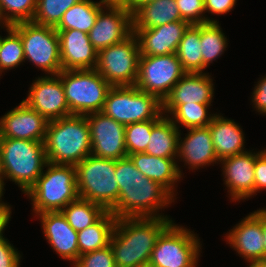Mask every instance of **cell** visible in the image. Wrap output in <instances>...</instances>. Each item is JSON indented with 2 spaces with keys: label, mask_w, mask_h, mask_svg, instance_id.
<instances>
[{
  "label": "cell",
  "mask_w": 266,
  "mask_h": 267,
  "mask_svg": "<svg viewBox=\"0 0 266 267\" xmlns=\"http://www.w3.org/2000/svg\"><path fill=\"white\" fill-rule=\"evenodd\" d=\"M132 33V12L123 7H104L88 33L97 51L126 39Z\"/></svg>",
  "instance_id": "e0dca14e"
},
{
  "label": "cell",
  "mask_w": 266,
  "mask_h": 267,
  "mask_svg": "<svg viewBox=\"0 0 266 267\" xmlns=\"http://www.w3.org/2000/svg\"><path fill=\"white\" fill-rule=\"evenodd\" d=\"M0 29H5L6 28V24L5 23H3L2 21H1V19H0Z\"/></svg>",
  "instance_id": "816d5d0a"
},
{
  "label": "cell",
  "mask_w": 266,
  "mask_h": 267,
  "mask_svg": "<svg viewBox=\"0 0 266 267\" xmlns=\"http://www.w3.org/2000/svg\"><path fill=\"white\" fill-rule=\"evenodd\" d=\"M262 151L247 150L219 161L225 179L223 181L232 202H239L254 196V167L256 157Z\"/></svg>",
  "instance_id": "9a60e30c"
},
{
  "label": "cell",
  "mask_w": 266,
  "mask_h": 267,
  "mask_svg": "<svg viewBox=\"0 0 266 267\" xmlns=\"http://www.w3.org/2000/svg\"><path fill=\"white\" fill-rule=\"evenodd\" d=\"M75 167L78 196L110 211L119 196L116 160L88 155Z\"/></svg>",
  "instance_id": "8992f818"
},
{
  "label": "cell",
  "mask_w": 266,
  "mask_h": 267,
  "mask_svg": "<svg viewBox=\"0 0 266 267\" xmlns=\"http://www.w3.org/2000/svg\"><path fill=\"white\" fill-rule=\"evenodd\" d=\"M218 160L246 151L242 127L234 120L216 114L208 125Z\"/></svg>",
  "instance_id": "d4e9b609"
},
{
  "label": "cell",
  "mask_w": 266,
  "mask_h": 267,
  "mask_svg": "<svg viewBox=\"0 0 266 267\" xmlns=\"http://www.w3.org/2000/svg\"><path fill=\"white\" fill-rule=\"evenodd\" d=\"M219 23L200 24V43L203 58V73L210 63L221 57L228 43Z\"/></svg>",
  "instance_id": "1f68e13d"
},
{
  "label": "cell",
  "mask_w": 266,
  "mask_h": 267,
  "mask_svg": "<svg viewBox=\"0 0 266 267\" xmlns=\"http://www.w3.org/2000/svg\"><path fill=\"white\" fill-rule=\"evenodd\" d=\"M46 170L25 195L29 197L34 214L61 211L76 200V167L47 162Z\"/></svg>",
  "instance_id": "5b68a950"
},
{
  "label": "cell",
  "mask_w": 266,
  "mask_h": 267,
  "mask_svg": "<svg viewBox=\"0 0 266 267\" xmlns=\"http://www.w3.org/2000/svg\"><path fill=\"white\" fill-rule=\"evenodd\" d=\"M80 0H37L33 23L55 27L64 13Z\"/></svg>",
  "instance_id": "e575fe53"
},
{
  "label": "cell",
  "mask_w": 266,
  "mask_h": 267,
  "mask_svg": "<svg viewBox=\"0 0 266 267\" xmlns=\"http://www.w3.org/2000/svg\"><path fill=\"white\" fill-rule=\"evenodd\" d=\"M254 176V195L256 196L257 192L266 190V149L256 157Z\"/></svg>",
  "instance_id": "60d3db41"
},
{
  "label": "cell",
  "mask_w": 266,
  "mask_h": 267,
  "mask_svg": "<svg viewBox=\"0 0 266 267\" xmlns=\"http://www.w3.org/2000/svg\"><path fill=\"white\" fill-rule=\"evenodd\" d=\"M183 20L175 0H154L132 12V29H148Z\"/></svg>",
  "instance_id": "484cf974"
},
{
  "label": "cell",
  "mask_w": 266,
  "mask_h": 267,
  "mask_svg": "<svg viewBox=\"0 0 266 267\" xmlns=\"http://www.w3.org/2000/svg\"><path fill=\"white\" fill-rule=\"evenodd\" d=\"M101 112L123 125L160 120L164 116L163 102L135 85L112 86Z\"/></svg>",
  "instance_id": "52a82bcc"
},
{
  "label": "cell",
  "mask_w": 266,
  "mask_h": 267,
  "mask_svg": "<svg viewBox=\"0 0 266 267\" xmlns=\"http://www.w3.org/2000/svg\"><path fill=\"white\" fill-rule=\"evenodd\" d=\"M175 2L180 11L181 18L190 25L219 23L218 20L205 15L204 0H175Z\"/></svg>",
  "instance_id": "74e56055"
},
{
  "label": "cell",
  "mask_w": 266,
  "mask_h": 267,
  "mask_svg": "<svg viewBox=\"0 0 266 267\" xmlns=\"http://www.w3.org/2000/svg\"><path fill=\"white\" fill-rule=\"evenodd\" d=\"M56 31L62 70L95 69L98 51L90 42L88 33L77 29Z\"/></svg>",
  "instance_id": "ffe728a7"
},
{
  "label": "cell",
  "mask_w": 266,
  "mask_h": 267,
  "mask_svg": "<svg viewBox=\"0 0 266 267\" xmlns=\"http://www.w3.org/2000/svg\"><path fill=\"white\" fill-rule=\"evenodd\" d=\"M73 267H116L112 248L106 247L79 256Z\"/></svg>",
  "instance_id": "f35d334b"
},
{
  "label": "cell",
  "mask_w": 266,
  "mask_h": 267,
  "mask_svg": "<svg viewBox=\"0 0 266 267\" xmlns=\"http://www.w3.org/2000/svg\"><path fill=\"white\" fill-rule=\"evenodd\" d=\"M178 136L177 162H184L188 169H200L205 166L219 164L209 127L191 128L184 138ZM179 159V160H178Z\"/></svg>",
  "instance_id": "603a6c76"
},
{
  "label": "cell",
  "mask_w": 266,
  "mask_h": 267,
  "mask_svg": "<svg viewBox=\"0 0 266 267\" xmlns=\"http://www.w3.org/2000/svg\"><path fill=\"white\" fill-rule=\"evenodd\" d=\"M116 220L110 211H106L95 223L78 231L79 256L109 245Z\"/></svg>",
  "instance_id": "83f0119b"
},
{
  "label": "cell",
  "mask_w": 266,
  "mask_h": 267,
  "mask_svg": "<svg viewBox=\"0 0 266 267\" xmlns=\"http://www.w3.org/2000/svg\"><path fill=\"white\" fill-rule=\"evenodd\" d=\"M0 187H2V170H1V164H0Z\"/></svg>",
  "instance_id": "f907efd6"
},
{
  "label": "cell",
  "mask_w": 266,
  "mask_h": 267,
  "mask_svg": "<svg viewBox=\"0 0 266 267\" xmlns=\"http://www.w3.org/2000/svg\"><path fill=\"white\" fill-rule=\"evenodd\" d=\"M37 0H0V19L13 25L33 20Z\"/></svg>",
  "instance_id": "d590c367"
},
{
  "label": "cell",
  "mask_w": 266,
  "mask_h": 267,
  "mask_svg": "<svg viewBox=\"0 0 266 267\" xmlns=\"http://www.w3.org/2000/svg\"><path fill=\"white\" fill-rule=\"evenodd\" d=\"M249 267H266V258L260 261H255L251 263Z\"/></svg>",
  "instance_id": "c3c4849f"
},
{
  "label": "cell",
  "mask_w": 266,
  "mask_h": 267,
  "mask_svg": "<svg viewBox=\"0 0 266 267\" xmlns=\"http://www.w3.org/2000/svg\"><path fill=\"white\" fill-rule=\"evenodd\" d=\"M128 156L144 176L159 183L174 198L176 197V183L183 178V172L176 158H160L146 153H134Z\"/></svg>",
  "instance_id": "cb8c5ba5"
},
{
  "label": "cell",
  "mask_w": 266,
  "mask_h": 267,
  "mask_svg": "<svg viewBox=\"0 0 266 267\" xmlns=\"http://www.w3.org/2000/svg\"><path fill=\"white\" fill-rule=\"evenodd\" d=\"M154 0H131V4L129 5V10L133 12L137 7L145 4L147 2H152Z\"/></svg>",
  "instance_id": "7dc6e473"
},
{
  "label": "cell",
  "mask_w": 266,
  "mask_h": 267,
  "mask_svg": "<svg viewBox=\"0 0 266 267\" xmlns=\"http://www.w3.org/2000/svg\"><path fill=\"white\" fill-rule=\"evenodd\" d=\"M104 7H123L129 10L131 0H100L99 1Z\"/></svg>",
  "instance_id": "f6af8a7d"
},
{
  "label": "cell",
  "mask_w": 266,
  "mask_h": 267,
  "mask_svg": "<svg viewBox=\"0 0 266 267\" xmlns=\"http://www.w3.org/2000/svg\"><path fill=\"white\" fill-rule=\"evenodd\" d=\"M159 120H148L125 125V145L127 155L144 153L150 142L152 127Z\"/></svg>",
  "instance_id": "8d00e7d4"
},
{
  "label": "cell",
  "mask_w": 266,
  "mask_h": 267,
  "mask_svg": "<svg viewBox=\"0 0 266 267\" xmlns=\"http://www.w3.org/2000/svg\"><path fill=\"white\" fill-rule=\"evenodd\" d=\"M169 217L118 218L109 241L116 267H146Z\"/></svg>",
  "instance_id": "7a4b0ae2"
},
{
  "label": "cell",
  "mask_w": 266,
  "mask_h": 267,
  "mask_svg": "<svg viewBox=\"0 0 266 267\" xmlns=\"http://www.w3.org/2000/svg\"><path fill=\"white\" fill-rule=\"evenodd\" d=\"M2 37H3V36L0 35V46H1V43H2Z\"/></svg>",
  "instance_id": "f5cc1de1"
},
{
  "label": "cell",
  "mask_w": 266,
  "mask_h": 267,
  "mask_svg": "<svg viewBox=\"0 0 266 267\" xmlns=\"http://www.w3.org/2000/svg\"><path fill=\"white\" fill-rule=\"evenodd\" d=\"M199 237L172 221L158 236L149 267H197L201 255Z\"/></svg>",
  "instance_id": "9c48e42d"
},
{
  "label": "cell",
  "mask_w": 266,
  "mask_h": 267,
  "mask_svg": "<svg viewBox=\"0 0 266 267\" xmlns=\"http://www.w3.org/2000/svg\"><path fill=\"white\" fill-rule=\"evenodd\" d=\"M251 94L253 108L259 114L266 115V74L260 78Z\"/></svg>",
  "instance_id": "b9f144b4"
},
{
  "label": "cell",
  "mask_w": 266,
  "mask_h": 267,
  "mask_svg": "<svg viewBox=\"0 0 266 267\" xmlns=\"http://www.w3.org/2000/svg\"><path fill=\"white\" fill-rule=\"evenodd\" d=\"M11 26L21 36L26 61L44 71L45 75H57L62 71L59 37L54 27L32 21Z\"/></svg>",
  "instance_id": "30bf717a"
},
{
  "label": "cell",
  "mask_w": 266,
  "mask_h": 267,
  "mask_svg": "<svg viewBox=\"0 0 266 267\" xmlns=\"http://www.w3.org/2000/svg\"><path fill=\"white\" fill-rule=\"evenodd\" d=\"M140 57L138 40L132 32L123 41L98 51L95 70L111 86H133Z\"/></svg>",
  "instance_id": "8fae6325"
},
{
  "label": "cell",
  "mask_w": 266,
  "mask_h": 267,
  "mask_svg": "<svg viewBox=\"0 0 266 267\" xmlns=\"http://www.w3.org/2000/svg\"><path fill=\"white\" fill-rule=\"evenodd\" d=\"M104 8L100 2L80 0L71 6L54 27L56 30L77 29L89 33L95 25L98 13Z\"/></svg>",
  "instance_id": "f1b7e54d"
},
{
  "label": "cell",
  "mask_w": 266,
  "mask_h": 267,
  "mask_svg": "<svg viewBox=\"0 0 266 267\" xmlns=\"http://www.w3.org/2000/svg\"><path fill=\"white\" fill-rule=\"evenodd\" d=\"M11 211H12L11 205H8L7 203H5L0 208V239L4 237L3 233H4L6 226H8V223L10 221L11 213H12Z\"/></svg>",
  "instance_id": "ee69618b"
},
{
  "label": "cell",
  "mask_w": 266,
  "mask_h": 267,
  "mask_svg": "<svg viewBox=\"0 0 266 267\" xmlns=\"http://www.w3.org/2000/svg\"><path fill=\"white\" fill-rule=\"evenodd\" d=\"M3 195H4L3 189H2V187H0V208L5 204V202L2 200Z\"/></svg>",
  "instance_id": "681fc988"
},
{
  "label": "cell",
  "mask_w": 266,
  "mask_h": 267,
  "mask_svg": "<svg viewBox=\"0 0 266 267\" xmlns=\"http://www.w3.org/2000/svg\"><path fill=\"white\" fill-rule=\"evenodd\" d=\"M35 216L40 220L44 237L55 253L74 264L79 258L77 231L69 225L62 212H43Z\"/></svg>",
  "instance_id": "44dd1931"
},
{
  "label": "cell",
  "mask_w": 266,
  "mask_h": 267,
  "mask_svg": "<svg viewBox=\"0 0 266 267\" xmlns=\"http://www.w3.org/2000/svg\"><path fill=\"white\" fill-rule=\"evenodd\" d=\"M47 163L44 142L14 138L0 139L2 189L5 179L14 182L23 194L35 184Z\"/></svg>",
  "instance_id": "277c9868"
},
{
  "label": "cell",
  "mask_w": 266,
  "mask_h": 267,
  "mask_svg": "<svg viewBox=\"0 0 266 267\" xmlns=\"http://www.w3.org/2000/svg\"><path fill=\"white\" fill-rule=\"evenodd\" d=\"M115 176L119 196L110 212L117 219L169 217L158 212L176 199L159 183L144 176L129 156L116 160Z\"/></svg>",
  "instance_id": "6da1fadb"
},
{
  "label": "cell",
  "mask_w": 266,
  "mask_h": 267,
  "mask_svg": "<svg viewBox=\"0 0 266 267\" xmlns=\"http://www.w3.org/2000/svg\"><path fill=\"white\" fill-rule=\"evenodd\" d=\"M237 0H204L205 13H211V15H224L233 10L237 5Z\"/></svg>",
  "instance_id": "7bdbcfd3"
},
{
  "label": "cell",
  "mask_w": 266,
  "mask_h": 267,
  "mask_svg": "<svg viewBox=\"0 0 266 267\" xmlns=\"http://www.w3.org/2000/svg\"><path fill=\"white\" fill-rule=\"evenodd\" d=\"M262 225H263V239L265 247V258H266V208H262Z\"/></svg>",
  "instance_id": "bcb514c9"
},
{
  "label": "cell",
  "mask_w": 266,
  "mask_h": 267,
  "mask_svg": "<svg viewBox=\"0 0 266 267\" xmlns=\"http://www.w3.org/2000/svg\"><path fill=\"white\" fill-rule=\"evenodd\" d=\"M189 26L188 22L179 20L148 29H132V32L138 40L140 55H170L176 53Z\"/></svg>",
  "instance_id": "d6986e66"
},
{
  "label": "cell",
  "mask_w": 266,
  "mask_h": 267,
  "mask_svg": "<svg viewBox=\"0 0 266 267\" xmlns=\"http://www.w3.org/2000/svg\"><path fill=\"white\" fill-rule=\"evenodd\" d=\"M14 245L8 239H0V267H19L22 258Z\"/></svg>",
  "instance_id": "ab89813d"
},
{
  "label": "cell",
  "mask_w": 266,
  "mask_h": 267,
  "mask_svg": "<svg viewBox=\"0 0 266 267\" xmlns=\"http://www.w3.org/2000/svg\"><path fill=\"white\" fill-rule=\"evenodd\" d=\"M180 130L168 116H163L153 127L150 142L144 153L160 158H177Z\"/></svg>",
  "instance_id": "4316f807"
},
{
  "label": "cell",
  "mask_w": 266,
  "mask_h": 267,
  "mask_svg": "<svg viewBox=\"0 0 266 267\" xmlns=\"http://www.w3.org/2000/svg\"><path fill=\"white\" fill-rule=\"evenodd\" d=\"M186 73H203V58L200 43V25H190L176 50Z\"/></svg>",
  "instance_id": "f546056e"
},
{
  "label": "cell",
  "mask_w": 266,
  "mask_h": 267,
  "mask_svg": "<svg viewBox=\"0 0 266 267\" xmlns=\"http://www.w3.org/2000/svg\"><path fill=\"white\" fill-rule=\"evenodd\" d=\"M47 162L76 166L91 155L86 115H70L48 121L44 140Z\"/></svg>",
  "instance_id": "3957f363"
},
{
  "label": "cell",
  "mask_w": 266,
  "mask_h": 267,
  "mask_svg": "<svg viewBox=\"0 0 266 267\" xmlns=\"http://www.w3.org/2000/svg\"><path fill=\"white\" fill-rule=\"evenodd\" d=\"M209 73H186L163 101V114L167 116L178 104H211L214 84Z\"/></svg>",
  "instance_id": "7402d4cb"
},
{
  "label": "cell",
  "mask_w": 266,
  "mask_h": 267,
  "mask_svg": "<svg viewBox=\"0 0 266 267\" xmlns=\"http://www.w3.org/2000/svg\"><path fill=\"white\" fill-rule=\"evenodd\" d=\"M5 30L8 35L2 37L0 46V76L6 70L16 68L25 62L20 34L9 24Z\"/></svg>",
  "instance_id": "836d02e7"
},
{
  "label": "cell",
  "mask_w": 266,
  "mask_h": 267,
  "mask_svg": "<svg viewBox=\"0 0 266 267\" xmlns=\"http://www.w3.org/2000/svg\"><path fill=\"white\" fill-rule=\"evenodd\" d=\"M48 121L23 100L0 117L1 138L44 142Z\"/></svg>",
  "instance_id": "ac0fdd59"
},
{
  "label": "cell",
  "mask_w": 266,
  "mask_h": 267,
  "mask_svg": "<svg viewBox=\"0 0 266 267\" xmlns=\"http://www.w3.org/2000/svg\"><path fill=\"white\" fill-rule=\"evenodd\" d=\"M61 212L69 225L78 232L95 223L106 210L99 204L78 197Z\"/></svg>",
  "instance_id": "4dcf8cb0"
},
{
  "label": "cell",
  "mask_w": 266,
  "mask_h": 267,
  "mask_svg": "<svg viewBox=\"0 0 266 267\" xmlns=\"http://www.w3.org/2000/svg\"><path fill=\"white\" fill-rule=\"evenodd\" d=\"M71 115L101 112L111 85L95 69L59 72Z\"/></svg>",
  "instance_id": "ba28073f"
},
{
  "label": "cell",
  "mask_w": 266,
  "mask_h": 267,
  "mask_svg": "<svg viewBox=\"0 0 266 267\" xmlns=\"http://www.w3.org/2000/svg\"><path fill=\"white\" fill-rule=\"evenodd\" d=\"M90 128L91 155L118 160L127 157L125 125L102 112L86 115Z\"/></svg>",
  "instance_id": "4fadbf2b"
},
{
  "label": "cell",
  "mask_w": 266,
  "mask_h": 267,
  "mask_svg": "<svg viewBox=\"0 0 266 267\" xmlns=\"http://www.w3.org/2000/svg\"><path fill=\"white\" fill-rule=\"evenodd\" d=\"M186 74L176 53L170 55H140L135 86L157 96L162 102Z\"/></svg>",
  "instance_id": "7c38bea8"
},
{
  "label": "cell",
  "mask_w": 266,
  "mask_h": 267,
  "mask_svg": "<svg viewBox=\"0 0 266 267\" xmlns=\"http://www.w3.org/2000/svg\"><path fill=\"white\" fill-rule=\"evenodd\" d=\"M224 239L249 265L265 259L262 209L249 213L227 232Z\"/></svg>",
  "instance_id": "2e32d148"
},
{
  "label": "cell",
  "mask_w": 266,
  "mask_h": 267,
  "mask_svg": "<svg viewBox=\"0 0 266 267\" xmlns=\"http://www.w3.org/2000/svg\"><path fill=\"white\" fill-rule=\"evenodd\" d=\"M210 106L211 104L198 103L178 104L167 116L178 129L182 126L187 129L208 127L216 115V113L209 114Z\"/></svg>",
  "instance_id": "d6a6232c"
},
{
  "label": "cell",
  "mask_w": 266,
  "mask_h": 267,
  "mask_svg": "<svg viewBox=\"0 0 266 267\" xmlns=\"http://www.w3.org/2000/svg\"><path fill=\"white\" fill-rule=\"evenodd\" d=\"M29 89L23 101L47 121L71 115L59 74L38 76Z\"/></svg>",
  "instance_id": "5bb4252c"
}]
</instances>
